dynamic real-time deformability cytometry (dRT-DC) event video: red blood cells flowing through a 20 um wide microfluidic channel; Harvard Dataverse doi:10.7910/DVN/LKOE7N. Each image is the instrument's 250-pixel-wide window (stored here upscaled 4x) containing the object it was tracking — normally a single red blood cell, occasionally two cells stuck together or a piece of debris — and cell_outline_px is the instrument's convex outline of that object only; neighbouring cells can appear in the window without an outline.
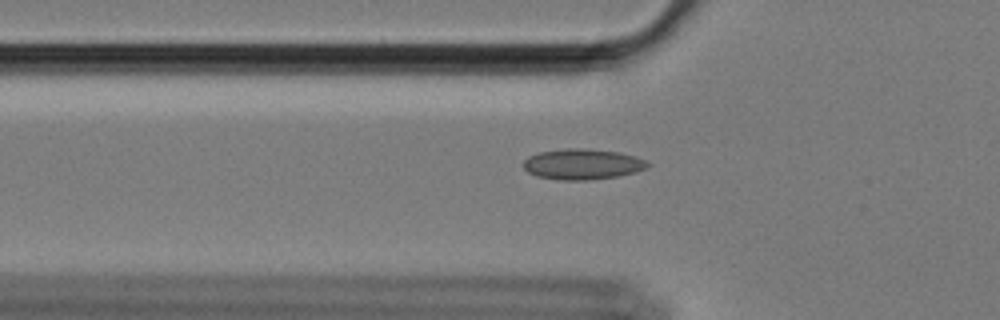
{"species": "Egyptian fruit bat (a non-hibernating species)", "species_latin": "Rousettus aegyptiacus", "temperature_condition": "cold", "stored_images_in_passage": 59, "camera_frame_rate_fps": 3000, "um_per_image_px": 0.085, "animal": {"sex": "female"}, "frame": {"image": 1, "passage_image": 20, "time_ms": 6.333, "image_size_px": [1000, 320], "cell_outline_px": [[652, 164], [636, 172], [616, 176], [588, 180], [560, 180], [536, 176], [528, 172], [524, 168], [524, 160], [528, 156], [540, 152], [564, 148], [584, 148], [620, 152], [636, 156]], "centroid_in_image_um": [49.5, 13.95], "position_along_channel_um": 76.3, "area_um2": 22.2}}
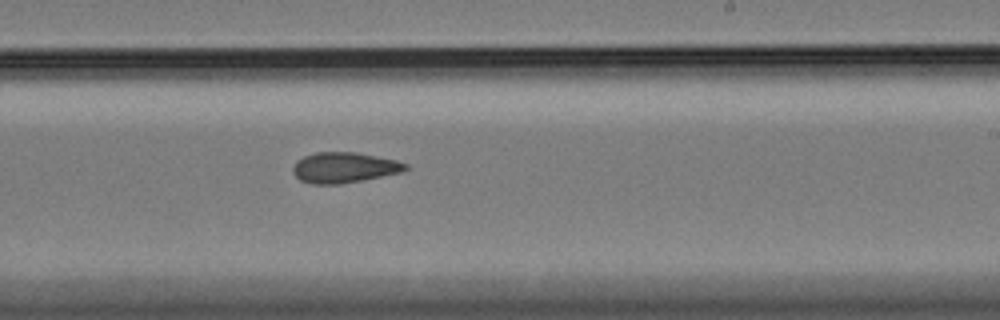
{"frame": {"image": 2, "passage_image": 36, "time_ms": 11.667, "image_size_px": [1000, 320], "cell_outline_px": [[408, 168], [400, 172], [340, 184], [312, 184], [300, 180], [292, 172], [292, 168], [296, 160], [304, 156], [316, 152], [356, 152], [396, 160], [408, 164]], "centroid_in_image_um": [29.2, 14.23], "position_along_channel_um": 259.8, "area_um2": 19.88}}
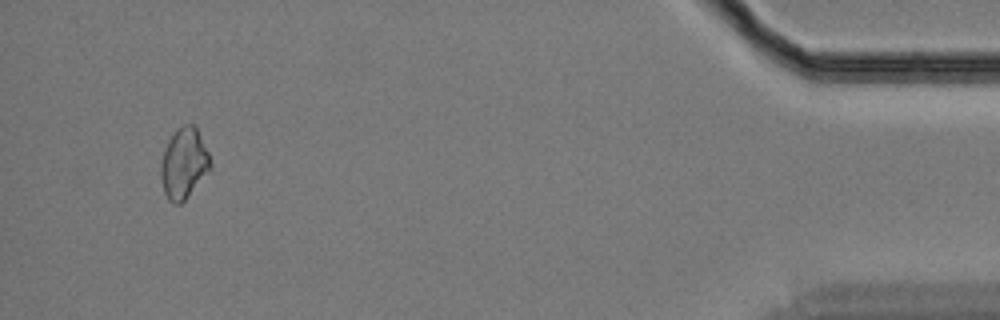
{"frame": {"image": 3, "passage_image": 56, "time_ms": 18.333, "image_size_px": [1000, 320], "cell_outline_px": [[212, 164], [184, 200], [180, 204], [172, 204], [168, 200], [164, 192], [160, 176], [160, 164], [164, 148], [168, 140], [176, 128], [184, 124], [192, 124], [196, 128], [208, 152]], "centroid_in_image_um": [15.57, 13.87], "position_along_channel_um": 419.6, "area_um2": 20.06}, "authors_computed_cell_mechanics": {"area_um2": 20.4034, "velocity_mm_per_s": 3.4275, "shape_relaxation_time_tau1_ms": null, "shape_relaxation_time_tau2_ms": 3.9833, "deformation_change_tau1": null, "deformation_change_tau2": 0.0987}}